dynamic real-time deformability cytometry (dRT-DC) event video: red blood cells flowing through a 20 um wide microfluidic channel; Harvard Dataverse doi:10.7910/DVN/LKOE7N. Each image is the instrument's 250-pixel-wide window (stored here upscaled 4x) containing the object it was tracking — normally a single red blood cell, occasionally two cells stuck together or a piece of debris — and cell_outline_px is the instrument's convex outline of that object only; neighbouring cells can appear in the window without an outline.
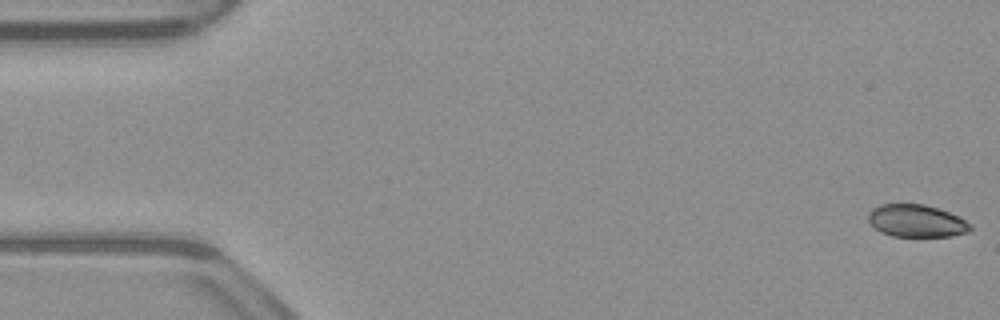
{"species": "common noctule bat (a hibernating species)", "species_latin": "Nyctalus noctula", "temperature_condition": "warm", "stored_images_in_passage": 53, "camera_frame_rate_fps": 3000, "um_per_image_px": 0.085, "animal": {"sex": "male", "body_mass_g": 23.1, "forearm_length_mm": 52.7}, "frame": {"image": 1, "passage_image": 1, "time_ms": 0.0, "image_size_px": [1000, 320], "cell_outline_px": [[972, 228], [968, 232], [952, 236], [892, 236], [880, 232], [868, 220], [868, 216], [872, 208], [880, 204], [924, 204], [948, 212], [964, 220]], "centroid_in_image_um": [77.86, 18.78], "position_along_channel_um": 7.1, "area_um2": 19.02}}
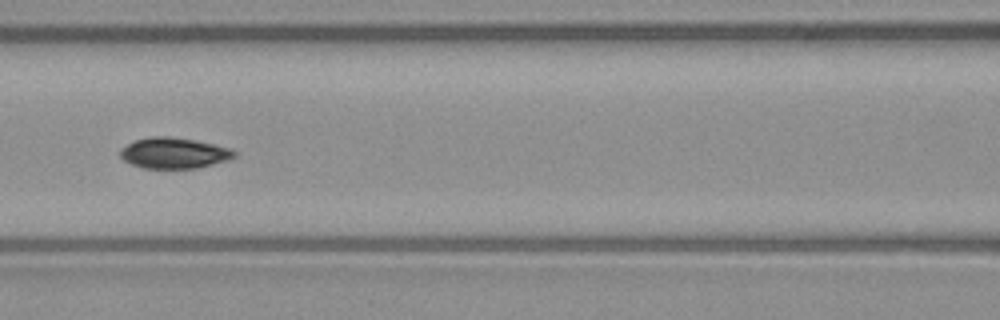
{"frame": {"image": 2, "passage_image": 23, "time_ms": 7.333, "image_size_px": [1000, 320], "cell_outline_px": [[236, 156], [228, 160], [196, 168], [144, 168], [132, 164], [124, 160], [120, 156], [120, 148], [136, 140], [152, 136], [168, 136], [196, 140], [228, 148], [236, 152]], "centroid_in_image_um": [14.77, 13.0], "position_along_channel_um": 151.8, "area_um2": 20.29}}
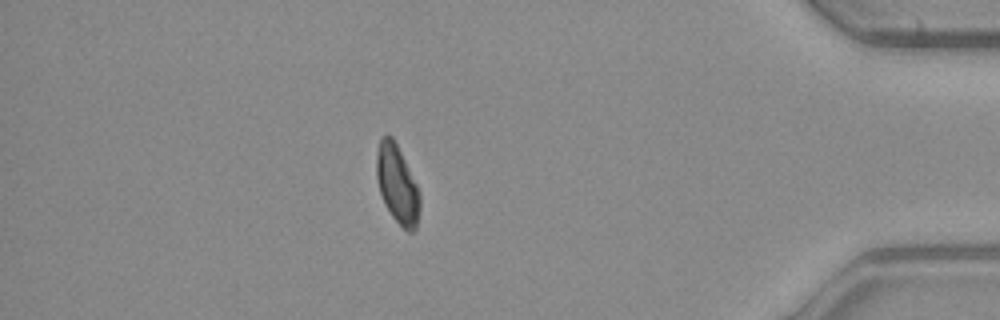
{"frame": {"image": 3, "passage_image": 46, "time_ms": 15.0, "image_size_px": [1000, 320], "cell_outline_px": [[420, 208], [416, 228], [412, 232], [408, 232], [392, 216], [380, 192], [376, 176], [376, 152], [380, 136], [392, 136], [420, 192]], "centroid_in_image_um": [33.76, 15.66], "position_along_channel_um": 401.4, "area_um2": 19.42}, "authors_computed_cell_mechanics": {"area_um2": 20.1144, "velocity_mm_per_s": 3.8929, "shape_relaxation_time_tau1_ms": 4.6827, "shape_relaxation_time_tau2_ms": 2.9429, "deformation_change_tau1": 0.1644, "deformation_change_tau2": 0.062}}